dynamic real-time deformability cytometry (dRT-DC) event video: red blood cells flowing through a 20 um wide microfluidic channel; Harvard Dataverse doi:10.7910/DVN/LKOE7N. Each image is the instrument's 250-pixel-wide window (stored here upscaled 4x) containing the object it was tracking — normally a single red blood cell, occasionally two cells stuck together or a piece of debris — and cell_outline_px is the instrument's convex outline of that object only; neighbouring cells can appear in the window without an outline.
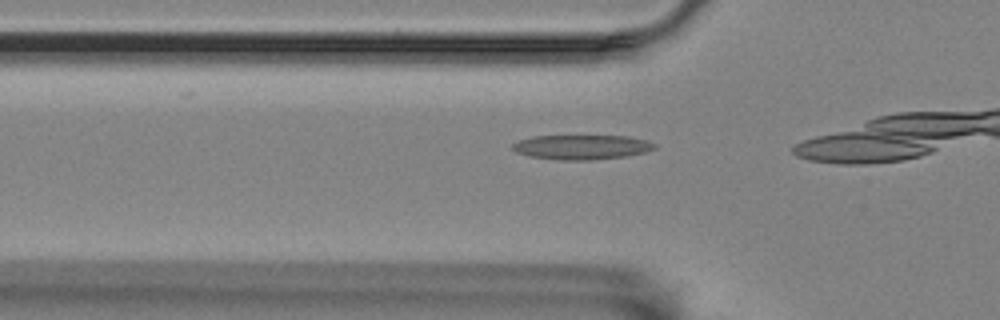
{"species": "Egyptian fruit bat (a non-hibernating species)", "species_latin": "Rousettus aegyptiacus", "temperature_condition": "room temperature", "stored_images_in_passage": 18, "camera_frame_rate_fps": 3000, "um_per_image_px": 0.085, "animal": {"sex": "female"}, "frame": {"image": 1, "passage_image": 13, "time_ms": 4.0, "image_size_px": [1000, 320], "cell_outline_px": [[656, 148], [644, 152], [624, 156], [592, 160], [556, 160], [528, 156], [516, 152], [512, 148], [512, 144], [520, 140], [532, 136], [628, 136], [644, 140], [656, 144]], "centroid_in_image_um": [49.4, 12.51], "position_along_channel_um": 76.4, "area_um2": 20.29}}
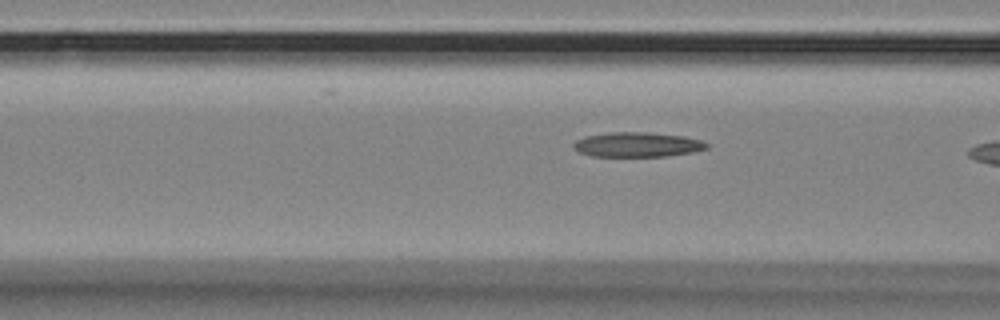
{"frame": {"image": 2, "passage_image": 16, "time_ms": 5.0, "image_size_px": [1000, 320], "cell_outline_px": [[708, 148], [692, 152], [664, 156], [592, 156], [580, 152], [572, 144], [576, 140], [584, 136], [612, 132], [648, 132], [684, 136], [700, 140], [708, 144]], "centroid_in_image_um": [54.17, 12.28], "position_along_channel_um": 112.4, "area_um2": 19.02}}